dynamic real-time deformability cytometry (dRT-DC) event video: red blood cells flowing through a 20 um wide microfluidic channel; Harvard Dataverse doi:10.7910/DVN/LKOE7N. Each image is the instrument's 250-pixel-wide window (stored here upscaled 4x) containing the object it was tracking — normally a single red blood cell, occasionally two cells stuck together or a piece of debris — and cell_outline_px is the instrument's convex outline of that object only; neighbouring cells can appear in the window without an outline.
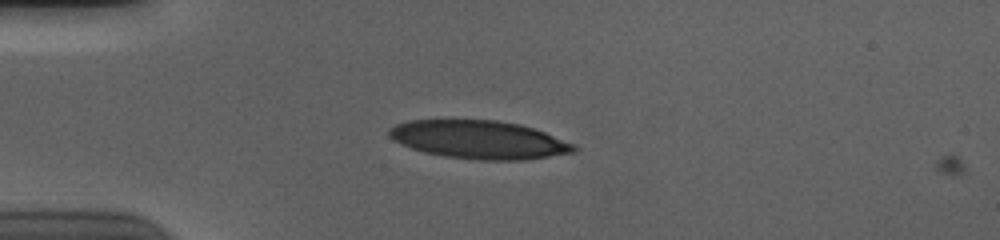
{"species": "human", "species_latin": "Homo sapiens", "temperature_condition": "cold", "stored_images_in_passage": 2, "camera_frame_rate_fps": 3000, "um_per_image_px": 0.085, "donor": {"sex": "male"}, "frame": {"image": 1, "passage_image": 1, "time_ms": 0.0, "image_size_px": [1000, 240], "cell_outline_px": [[580, 148], [572, 152], [524, 160], [480, 160], [444, 156], [424, 152], [412, 148], [392, 140], [388, 136], [388, 128], [396, 124], [408, 120], [496, 120], [520, 124], [544, 132], [576, 144]], "centroid_in_image_um": [40.7, 11.87], "position_along_channel_um": 44.3, "area_um2": 41.15}}